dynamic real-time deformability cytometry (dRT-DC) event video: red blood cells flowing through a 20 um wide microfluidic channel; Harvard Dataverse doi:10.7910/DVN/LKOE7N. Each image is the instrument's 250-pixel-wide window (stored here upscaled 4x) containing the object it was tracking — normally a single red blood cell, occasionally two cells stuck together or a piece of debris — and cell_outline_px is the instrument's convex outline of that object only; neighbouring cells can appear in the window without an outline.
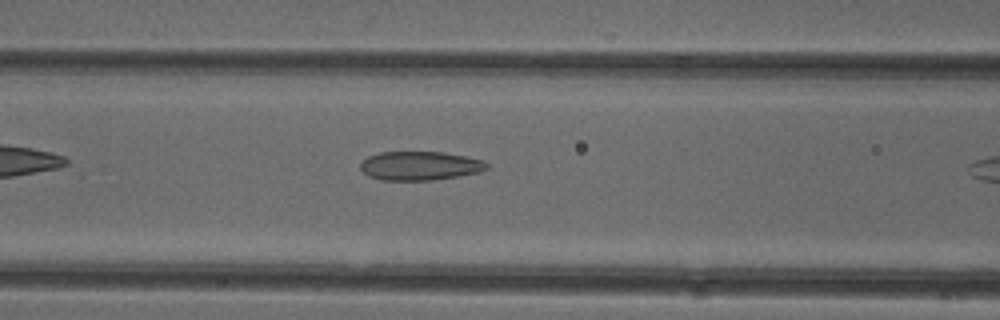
{"species": "common noctule bat (a hibernating species)", "species_latin": "Nyctalus noctula", "temperature_condition": "cold", "stored_images_in_passage": 6, "camera_frame_rate_fps": 3000, "um_per_image_px": 0.085, "animal": {"sex": "female"}, "frame": {"image": 1, "passage_image": 5, "time_ms": 1.333, "image_size_px": [1000, 320], "cell_outline_px": [[488, 168], [480, 172], [460, 176], [432, 180], [380, 180], [368, 176], [360, 168], [360, 164], [368, 156], [380, 152], [444, 152], [484, 160], [488, 164]], "centroid_in_image_um": [35.7, 14.09], "position_along_channel_um": 130.9, "area_um2": 21.33}}